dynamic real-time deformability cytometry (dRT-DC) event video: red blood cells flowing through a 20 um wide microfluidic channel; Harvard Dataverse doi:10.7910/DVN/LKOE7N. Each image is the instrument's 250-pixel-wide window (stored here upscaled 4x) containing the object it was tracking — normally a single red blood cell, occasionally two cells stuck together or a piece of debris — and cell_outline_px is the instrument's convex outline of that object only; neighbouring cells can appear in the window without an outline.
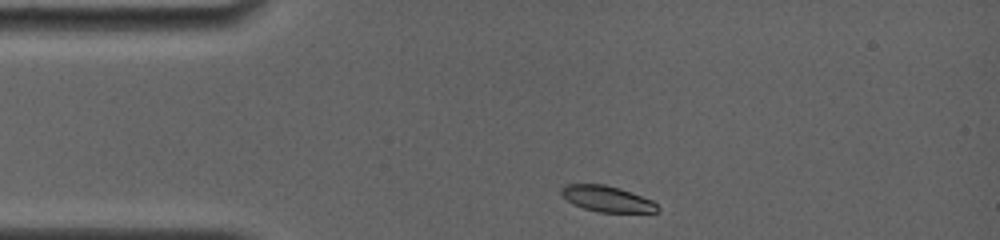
{"species": "common noctule bat (a hibernating species)", "species_latin": "Nyctalus noctula", "temperature_condition": "room temperature", "stored_images_in_passage": 40, "camera_frame_rate_fps": 4000, "um_per_image_px": 0.085, "animal": {"sex": "female", "body_mass_g": 19.0, "forearm_length_mm": 56.7}, "frame": {"image": 1, "passage_image": 1, "time_ms": 0.0, "image_size_px": [1000, 240], "cell_outline_px": [[660, 212], [600, 212], [584, 208], [568, 200], [560, 192], [560, 188], [564, 184], [604, 184], [620, 188], [652, 200], [660, 208]], "centroid_in_image_um": [51.62, 16.89], "position_along_channel_um": 33.4, "area_um2": 14.39}}
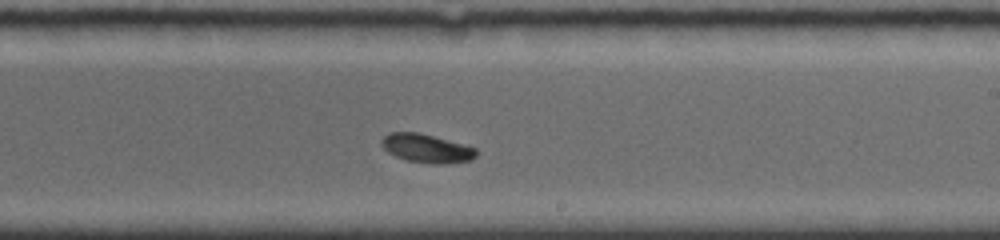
{"frame": {"image": 2, "passage_image": 23, "time_ms": 6.75, "image_size_px": [1000, 240], "cell_outline_px": [[476, 156], [472, 160], [440, 164], [428, 164], [408, 160], [396, 156], [388, 152], [380, 144], [380, 140], [388, 132], [420, 132], [476, 148]], "centroid_in_image_um": [36.23, 12.6], "position_along_channel_um": 252.8, "area_um2": 15.78}}
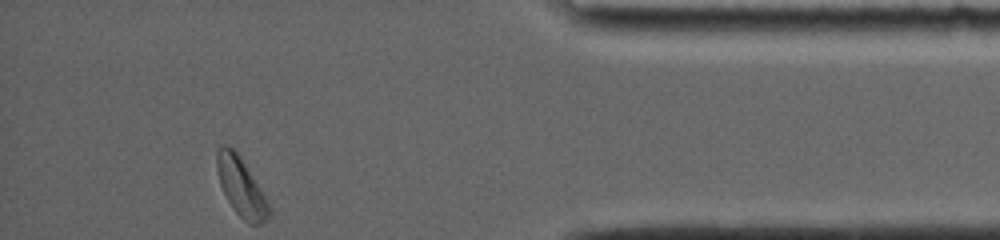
{"frame": {"image": 3, "passage_image": 40, "time_ms": 11.75, "image_size_px": [1000, 240], "cell_outline_px": [[272, 212], [260, 224], [248, 224], [232, 208], [220, 184], [216, 168], [216, 152], [224, 144], [228, 144], [240, 156], [260, 188]], "centroid_in_image_um": [20.47, 15.88], "position_along_channel_um": 414.7, "area_um2": 17.46}}